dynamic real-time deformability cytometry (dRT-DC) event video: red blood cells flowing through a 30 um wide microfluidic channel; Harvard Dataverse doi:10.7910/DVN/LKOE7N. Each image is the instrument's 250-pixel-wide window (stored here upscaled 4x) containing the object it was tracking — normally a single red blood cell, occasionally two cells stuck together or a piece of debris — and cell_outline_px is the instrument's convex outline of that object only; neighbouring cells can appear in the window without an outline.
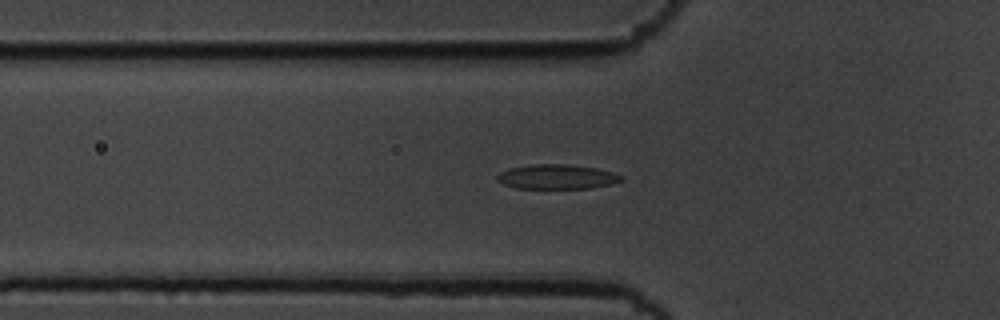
{"species": "common noctule bat (a hibernating species)", "species_latin": "Nyctalus noctula", "temperature_condition": "cold", "stored_images_in_passage": 57, "camera_frame_rate_fps": 3000, "um_per_image_px": 0.085, "animal": {"sex": "male", "body_mass_g": 19.5, "forearm_length_mm": 54.6}, "frame": {"image": 1, "passage_image": 19, "time_ms": 6.0, "image_size_px": [1000, 320], "cell_outline_px": [[624, 180], [612, 184], [588, 188], [516, 188], [504, 184], [496, 180], [496, 176], [500, 172], [508, 168], [532, 164], [568, 164], [596, 168], [612, 172], [624, 176]], "centroid_in_image_um": [47.34, 15.02], "position_along_channel_um": 78.5, "area_um2": 17.86}}
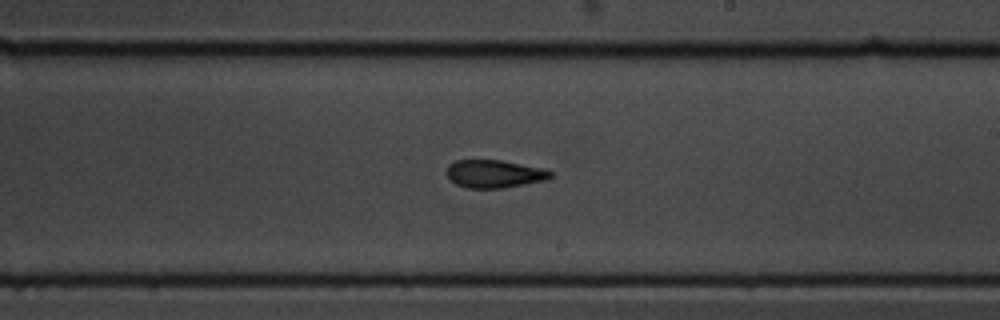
{"frame": {"image": 2, "passage_image": 33, "time_ms": 10.667, "image_size_px": [1000, 320], "cell_outline_px": [[552, 176], [548, 180], [504, 188], [468, 188], [456, 184], [444, 172], [448, 164], [456, 160], [500, 160], [548, 168], [552, 172]], "centroid_in_image_um": [42.06, 14.77], "position_along_channel_um": 246.9, "area_um2": 17.22}}
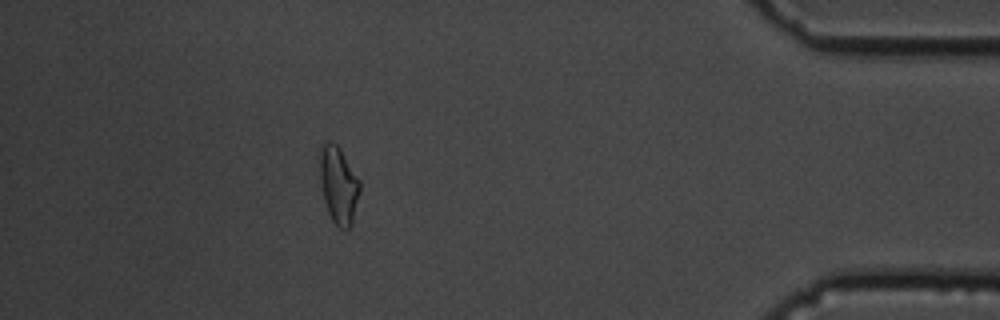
{"frame": {"image": 3, "passage_image": 50, "time_ms": 16.333, "image_size_px": [1000, 320], "cell_outline_px": [[360, 188], [352, 224], [348, 228], [340, 228], [332, 220], [328, 212], [324, 200], [320, 180], [316, 156], [320, 144], [328, 140], [332, 140], [340, 148], [360, 180]], "centroid_in_image_um": [28.72, 15.62], "position_along_channel_um": 406.5, "area_um2": 18.5}, "authors_computed_cell_mechanics": {"area_um2": 17.5712, "velocity_mm_per_s": 3.6123, "shape_relaxation_time_tau1_ms": 7.9323, "shape_relaxation_time_tau2_ms": 1.8275, "deformation_change_tau1": 0.2, "deformation_change_tau2": 0.0771}}